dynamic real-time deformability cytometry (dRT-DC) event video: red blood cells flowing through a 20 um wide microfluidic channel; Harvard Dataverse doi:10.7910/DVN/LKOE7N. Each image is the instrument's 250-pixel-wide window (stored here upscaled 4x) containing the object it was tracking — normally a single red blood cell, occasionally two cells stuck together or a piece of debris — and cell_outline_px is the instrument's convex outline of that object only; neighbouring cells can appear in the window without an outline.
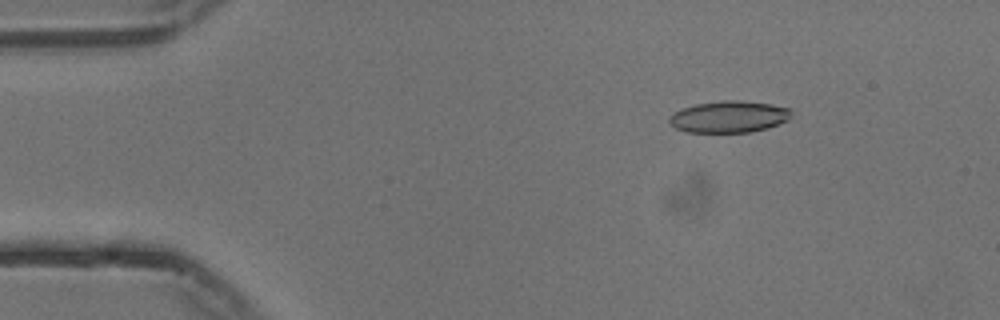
{"species": "common noctule bat (a hibernating species)", "species_latin": "Nyctalus noctula", "temperature_condition": "cold", "stored_images_in_passage": 55, "camera_frame_rate_fps": 3000, "um_per_image_px": 0.085, "animal": {"sex": "male", "body_mass_g": 13.3}, "frame": {"image": 1, "passage_image": 8, "time_ms": 2.333, "image_size_px": [1000, 320], "cell_outline_px": [[792, 112], [788, 120], [768, 128], [748, 132], [688, 132], [676, 128], [668, 120], [668, 116], [680, 108], [696, 104], [724, 100], [736, 100], [772, 104], [792, 108]], "centroid_in_image_um": [61.97, 9.91], "position_along_channel_um": 23.0, "area_um2": 22.6}}
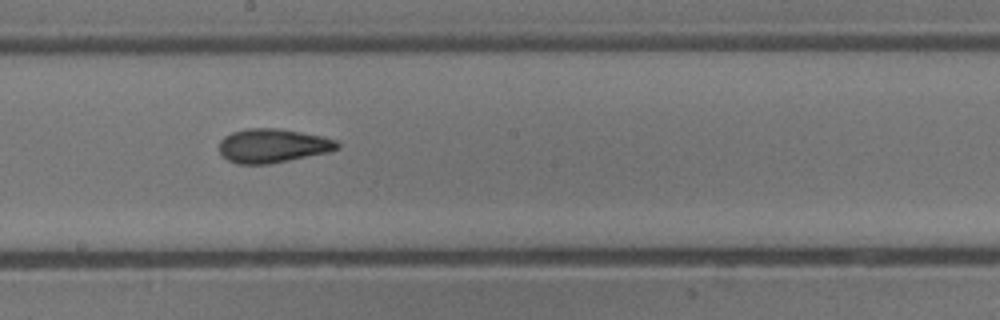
{"frame": {"image": 2, "passage_image": 30, "time_ms": 9.667, "image_size_px": [1000, 320], "cell_outline_px": [[340, 148], [328, 152], [268, 164], [236, 164], [228, 160], [220, 152], [220, 140], [224, 136], [232, 132], [244, 128], [276, 128], [324, 136], [336, 140], [340, 144]], "centroid_in_image_um": [23.18, 12.38], "position_along_channel_um": 225.0, "area_um2": 23.35}}
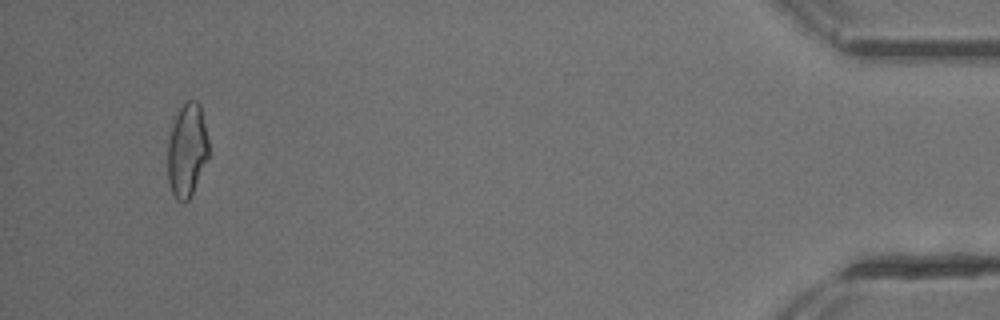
{"frame": {"image": 3, "passage_image": 52, "time_ms": 17.0, "image_size_px": [1000, 320], "cell_outline_px": [[208, 156], [192, 192], [188, 200], [184, 204], [176, 200], [168, 184], [168, 140], [176, 116], [180, 108], [188, 100], [196, 100], [200, 104], [208, 136]], "centroid_in_image_um": [15.89, 12.78], "position_along_channel_um": 419.3, "area_um2": 22.08}, "authors_computed_cell_mechanics": {"area_um2": 22.542, "velocity_mm_per_s": 3.753, "shape_relaxation_time_tau1_ms": null, "shape_relaxation_time_tau2_ms": 2.5366, "deformation_change_tau1": null, "deformation_change_tau2": 0.1059}}